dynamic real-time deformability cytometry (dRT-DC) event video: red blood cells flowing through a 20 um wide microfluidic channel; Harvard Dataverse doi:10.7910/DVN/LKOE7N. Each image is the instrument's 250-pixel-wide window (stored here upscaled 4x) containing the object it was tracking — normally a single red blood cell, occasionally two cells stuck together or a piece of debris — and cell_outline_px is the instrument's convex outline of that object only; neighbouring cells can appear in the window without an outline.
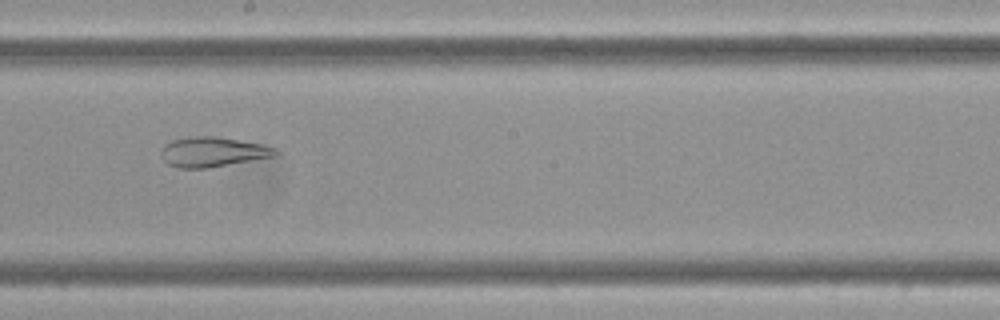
{"species": "Egyptian fruit bat (a non-hibernating species)", "species_latin": "Rousettus aegyptiacus", "temperature_condition": "cold", "stored_images_in_passage": 15, "camera_frame_rate_fps": 3000, "um_per_image_px": 0.085, "frame": {"image": 1, "passage_image": 9, "time_ms": 2.667, "image_size_px": [1000, 320], "cell_outline_px": [[280, 152], [276, 156], [208, 168], [180, 168], [168, 164], [164, 160], [160, 152], [164, 144], [172, 140], [196, 136], [220, 136], [260, 144], [276, 148]], "centroid_in_image_um": [18.09, 12.91], "position_along_channel_um": 230.1, "area_um2": 19.94}}
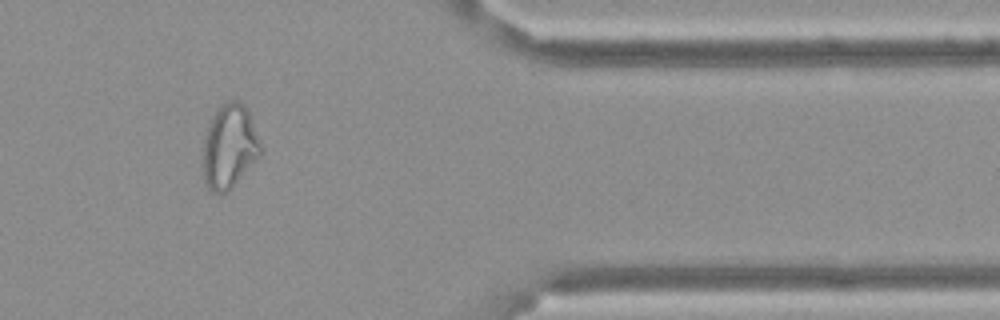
{"frame": {"image": 2, "passage_image": 13, "time_ms": 4.0, "image_size_px": [1000, 320], "cell_outline_px": [[260, 156], [232, 188], [228, 192], [220, 196], [212, 192], [204, 184], [204, 136], [208, 124], [212, 116], [220, 104], [228, 100], [240, 100], [244, 104], [248, 112], [260, 148]], "centroid_in_image_um": [19.46, 12.49], "position_along_channel_um": 391.9, "area_um2": 28.09}}